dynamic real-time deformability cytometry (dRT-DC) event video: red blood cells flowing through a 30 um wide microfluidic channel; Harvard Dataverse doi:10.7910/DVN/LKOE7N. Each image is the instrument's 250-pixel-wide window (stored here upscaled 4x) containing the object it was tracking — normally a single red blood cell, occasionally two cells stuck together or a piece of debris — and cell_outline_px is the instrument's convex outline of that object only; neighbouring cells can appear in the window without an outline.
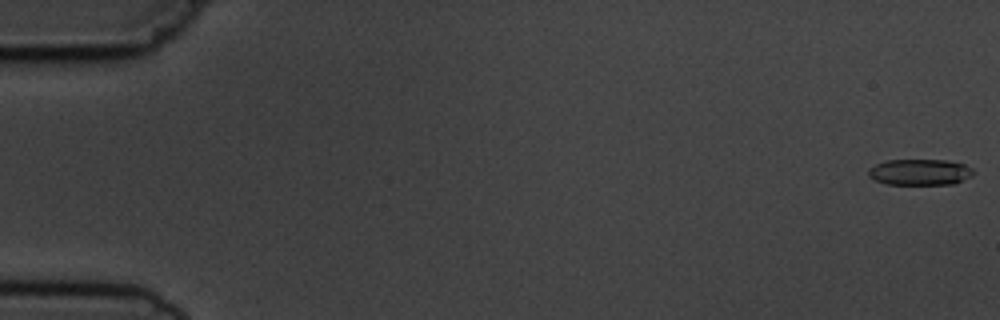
{"species": "common noctule bat (a hibernating species)", "species_latin": "Nyctalus noctula", "temperature_condition": "cold", "stored_images_in_passage": 7, "camera_frame_rate_fps": 3000, "um_per_image_px": 0.085, "animal": {"sex": "male", "body_mass_g": 19.5, "forearm_length_mm": 54.6}, "frame": {"image": 1, "passage_image": 1, "time_ms": 0.0, "image_size_px": [1000, 320], "cell_outline_px": [[976, 172], [972, 176], [952, 184], [888, 184], [876, 180], [868, 176], [868, 168], [876, 164], [888, 160], [948, 160], [964, 164], [972, 168]], "centroid_in_image_um": [78.21, 14.62], "position_along_channel_um": 6.8, "area_um2": 15.95}}
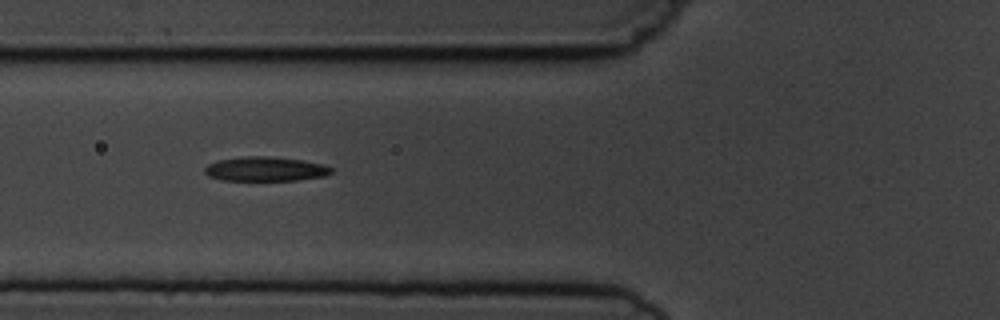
{"frame": {"image": 2, "passage_image": 6, "time_ms": 6.667, "image_size_px": [1000, 320], "cell_outline_px": [[332, 172], [324, 176], [296, 180], [224, 180], [208, 176], [204, 172], [204, 168], [208, 164], [216, 160], [244, 156], [268, 156], [304, 160], [324, 164], [332, 168]], "centroid_in_image_um": [22.55, 14.35], "position_along_channel_um": 103.3, "area_um2": 18.03}}
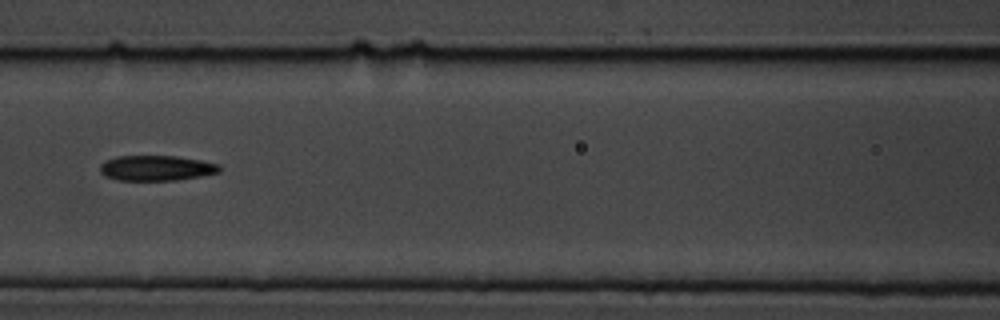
{"frame": {"image": 3, "passage_image": 7, "time_ms": 8.0, "image_size_px": [1000, 320], "cell_outline_px": [[220, 172], [200, 176], [176, 180], [116, 180], [104, 176], [100, 172], [100, 164], [104, 160], [116, 156], [176, 156], [200, 160], [220, 164]], "centroid_in_image_um": [13.25, 14.28], "position_along_channel_um": 153.3, "area_um2": 17.69}}